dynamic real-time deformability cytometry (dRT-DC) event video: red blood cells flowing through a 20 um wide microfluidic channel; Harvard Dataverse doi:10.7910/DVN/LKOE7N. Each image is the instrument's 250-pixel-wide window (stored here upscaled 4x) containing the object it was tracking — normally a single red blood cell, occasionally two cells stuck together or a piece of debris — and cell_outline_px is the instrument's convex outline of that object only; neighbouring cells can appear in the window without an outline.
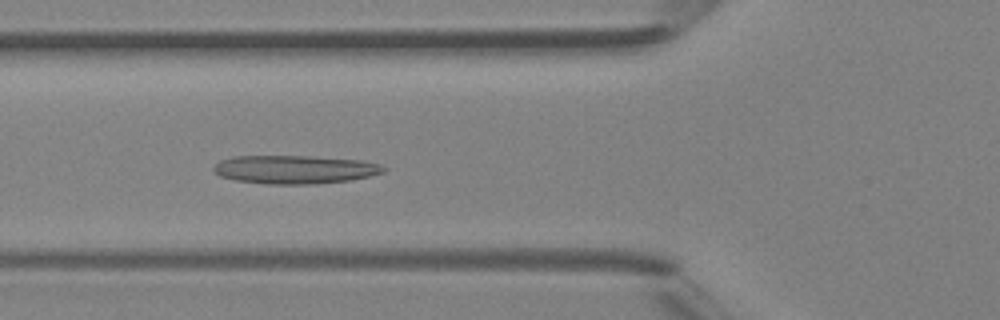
{"species": "Egyptian fruit bat (a non-hibernating species)", "species_latin": "Rousettus aegyptiacus", "temperature_condition": "room temperature", "stored_images_in_passage": 46, "camera_frame_rate_fps": 3000, "um_per_image_px": 0.085, "animal": {"sex": "female"}, "frame": {"image": 1, "passage_image": 17, "time_ms": 5.333, "image_size_px": [1000, 320], "cell_outline_px": [[388, 168], [384, 172], [368, 176], [348, 180], [312, 184], [264, 184], [236, 180], [220, 176], [212, 168], [220, 160], [232, 156], [312, 156], [360, 160], [380, 164]], "centroid_in_image_um": [25.04, 14.4], "position_along_channel_um": 100.8, "area_um2": 28.09}}
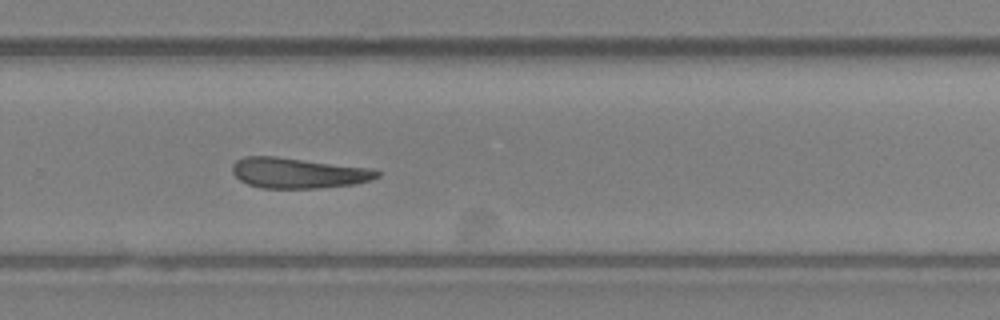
{"frame": {"image": 2, "passage_image": 31, "time_ms": 10.0, "image_size_px": [1000, 320], "cell_outline_px": [[380, 176], [372, 180], [352, 184], [320, 188], [260, 188], [248, 184], [240, 180], [232, 172], [232, 164], [236, 160], [244, 156], [276, 156], [368, 168], [380, 172]], "centroid_in_image_um": [25.3, 14.7], "position_along_channel_um": 304.5, "area_um2": 25.61}}
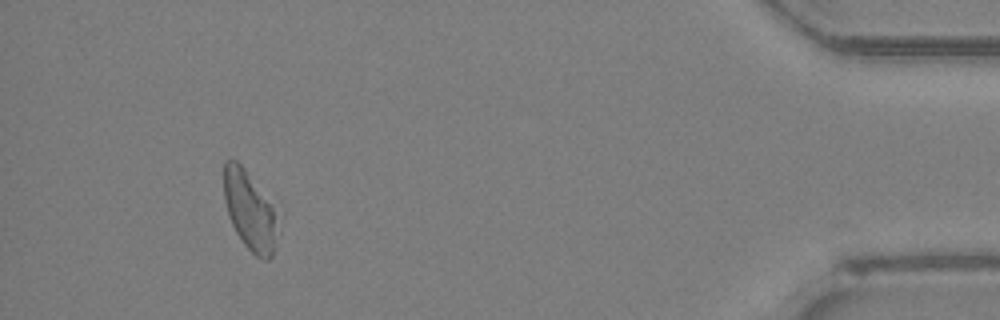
{"frame": {"image": 3, "passage_image": 43, "time_ms": 14.0, "image_size_px": [1000, 320], "cell_outline_px": [[284, 216], [272, 256], [268, 260], [264, 260], [256, 256], [244, 244], [236, 232], [228, 216], [224, 200], [224, 160], [236, 160], [244, 168], [284, 212]], "centroid_in_image_um": [21.37, 17.91], "position_along_channel_um": 413.8, "area_um2": 26.47}}